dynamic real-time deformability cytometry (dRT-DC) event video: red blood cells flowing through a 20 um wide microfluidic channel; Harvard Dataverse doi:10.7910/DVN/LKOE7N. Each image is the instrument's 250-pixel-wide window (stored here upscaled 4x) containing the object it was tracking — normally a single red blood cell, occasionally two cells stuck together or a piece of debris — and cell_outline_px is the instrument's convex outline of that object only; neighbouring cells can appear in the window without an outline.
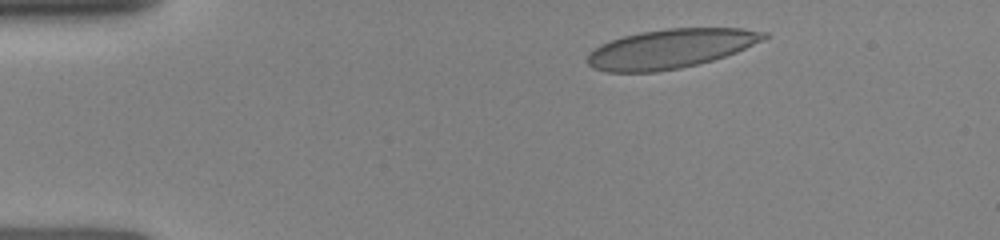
{"species": "human", "species_latin": "Homo sapiens", "temperature_condition": "room temperature", "stored_images_in_passage": 5, "camera_frame_rate_fps": 3000, "um_per_image_px": 0.085, "donor": {"sex": "female"}, "frame": {"image": 1, "passage_image": 1, "time_ms": 0.0, "image_size_px": [1000, 240], "cell_outline_px": [[768, 36], [764, 40], [736, 52], [712, 60], [680, 68], [656, 72], [608, 72], [592, 68], [588, 64], [588, 52], [600, 44], [624, 36], [640, 32], [668, 28], [740, 28], [768, 32]], "centroid_in_image_um": [56.99, 4.14], "position_along_channel_um": 28.0, "area_um2": 40.29}}
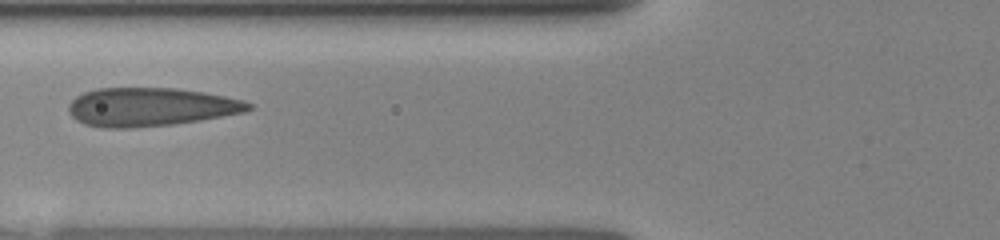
{"frame": {"image": 2, "passage_image": 4, "time_ms": 3.667, "image_size_px": [1000, 240], "cell_outline_px": [[252, 108], [244, 112], [200, 120], [172, 124], [132, 128], [100, 128], [84, 124], [76, 120], [68, 112], [68, 104], [76, 96], [84, 92], [96, 88], [176, 88], [204, 92], [244, 100], [252, 104]], "centroid_in_image_um": [12.75, 9.09], "position_along_channel_um": 113.0, "area_um2": 40.52}}
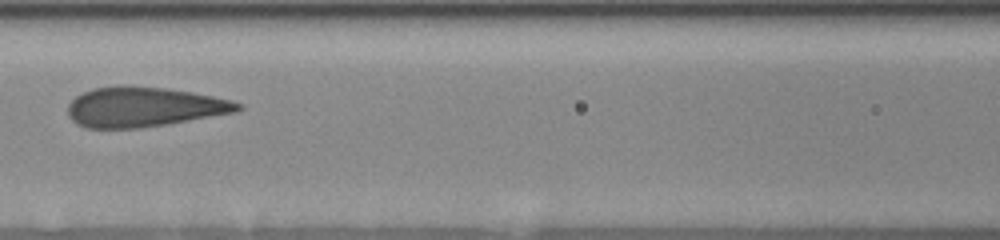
{"frame": {"image": 3, "passage_image": 5, "time_ms": 4.667, "image_size_px": [1000, 240], "cell_outline_px": [[244, 108], [240, 112], [140, 128], [88, 128], [76, 124], [68, 116], [68, 104], [76, 96], [92, 88], [120, 84], [164, 88], [192, 92], [232, 100], [240, 104]], "centroid_in_image_um": [12.23, 9.08], "position_along_channel_um": 154.4, "area_um2": 39.77}}